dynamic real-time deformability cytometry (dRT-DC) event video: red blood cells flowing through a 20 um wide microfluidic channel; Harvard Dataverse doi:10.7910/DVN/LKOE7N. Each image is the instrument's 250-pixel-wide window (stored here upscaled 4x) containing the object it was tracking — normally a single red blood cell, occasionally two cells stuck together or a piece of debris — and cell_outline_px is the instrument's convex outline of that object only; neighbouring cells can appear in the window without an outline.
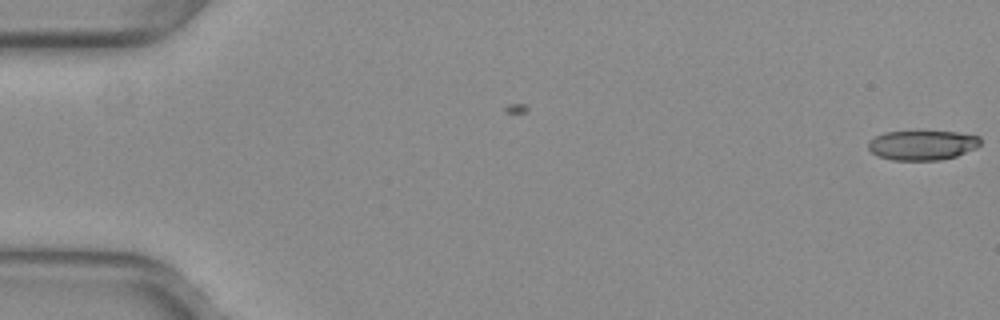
{"species": "common noctule bat (a hibernating species)", "species_latin": "Nyctalus noctula", "temperature_condition": "warm", "stored_images_in_passage": 4, "camera_frame_rate_fps": 3000, "um_per_image_px": 0.085, "animal": {"sex": "female", "body_mass_g": 29.2, "forearm_length_mm": 56.3}, "frame": {"image": 1, "passage_image": 4, "time_ms": 1.0, "image_size_px": [1000, 320], "cell_outline_px": [[980, 144], [976, 148], [956, 156], [940, 160], [892, 160], [876, 156], [868, 148], [868, 140], [884, 132], [920, 128], [956, 132], [980, 136]], "centroid_in_image_um": [78.37, 12.28], "position_along_channel_um": 6.6, "area_um2": 20.4}}